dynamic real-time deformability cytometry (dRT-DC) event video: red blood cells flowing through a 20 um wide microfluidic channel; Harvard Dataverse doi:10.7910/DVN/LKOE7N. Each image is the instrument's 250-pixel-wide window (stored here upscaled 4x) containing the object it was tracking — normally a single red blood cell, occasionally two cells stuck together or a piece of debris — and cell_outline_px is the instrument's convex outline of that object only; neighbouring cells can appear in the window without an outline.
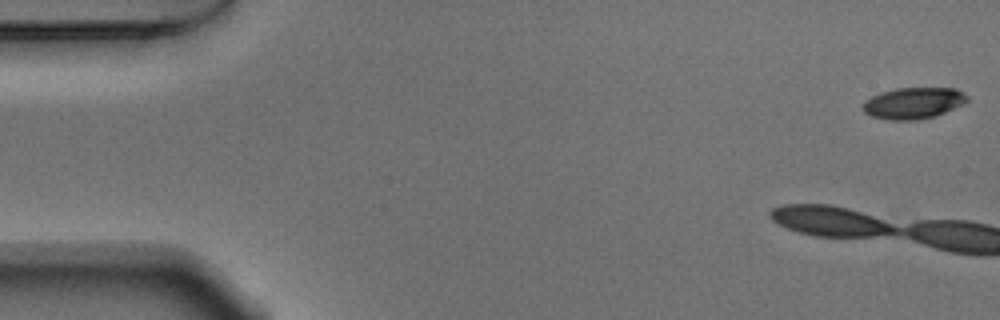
{"species": "Egyptian fruit bat (a non-hibernating species)", "species_latin": "Rousettus aegyptiacus", "temperature_condition": "warm", "stored_images_in_passage": 5, "camera_frame_rate_fps": 3000, "um_per_image_px": 0.085, "animal": {"sex": "male"}, "frame": {"image": 1, "passage_image": 1, "time_ms": 0.0, "image_size_px": [1000, 320], "cell_outline_px": [[968, 100], [936, 116], [916, 120], [892, 120], [872, 116], [864, 112], [864, 100], [872, 96], [896, 88], [956, 88], [964, 92], [968, 96]], "centroid_in_image_um": [77.65, 8.76], "position_along_channel_um": 7.4, "area_um2": 18.79}}